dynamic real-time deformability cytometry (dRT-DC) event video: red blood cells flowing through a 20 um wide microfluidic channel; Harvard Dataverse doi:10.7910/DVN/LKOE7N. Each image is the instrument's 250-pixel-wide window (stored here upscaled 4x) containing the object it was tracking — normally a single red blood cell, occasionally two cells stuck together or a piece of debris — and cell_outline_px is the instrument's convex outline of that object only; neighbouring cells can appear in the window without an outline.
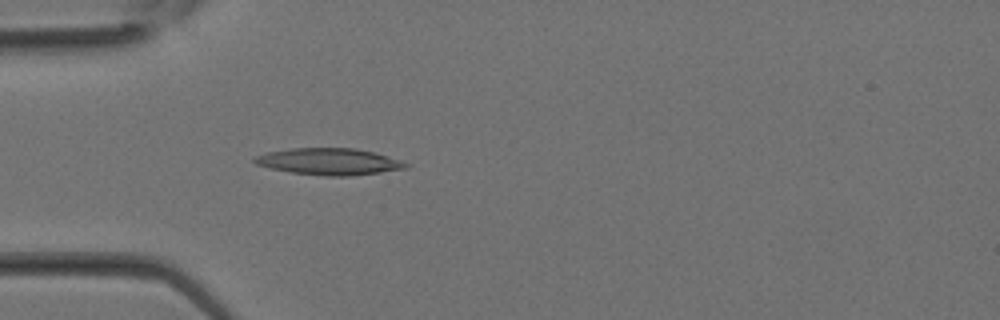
{"species": "Egyptian fruit bat (a non-hibernating species)", "species_latin": "Rousettus aegyptiacus", "temperature_condition": "room temperature", "stored_images_in_passage": 29, "camera_frame_rate_fps": 3000, "um_per_image_px": 0.085, "animal": {"sex": "female"}, "frame": {"image": 1, "passage_image": 6, "time_ms": 1.667, "image_size_px": [1000, 320], "cell_outline_px": [[412, 164], [408, 168], [352, 176], [324, 176], [292, 172], [272, 168], [256, 164], [252, 160], [256, 156], [268, 152], [292, 148], [356, 148], [372, 152], [400, 160]], "centroid_in_image_um": [28.01, 13.73], "position_along_channel_um": 57.0, "area_um2": 23.35}}
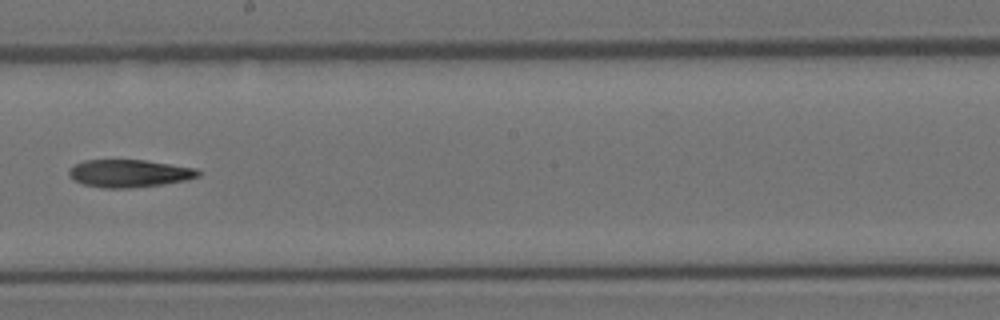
{"frame": {"image": 2, "passage_image": 15, "time_ms": 4.667, "image_size_px": [1000, 320], "cell_outline_px": [[200, 176], [188, 180], [164, 184], [128, 188], [104, 188], [84, 184], [68, 176], [68, 168], [72, 164], [84, 160], [144, 160], [196, 168], [200, 172]], "centroid_in_image_um": [10.97, 14.73], "position_along_channel_um": 237.2, "area_um2": 20.92}}
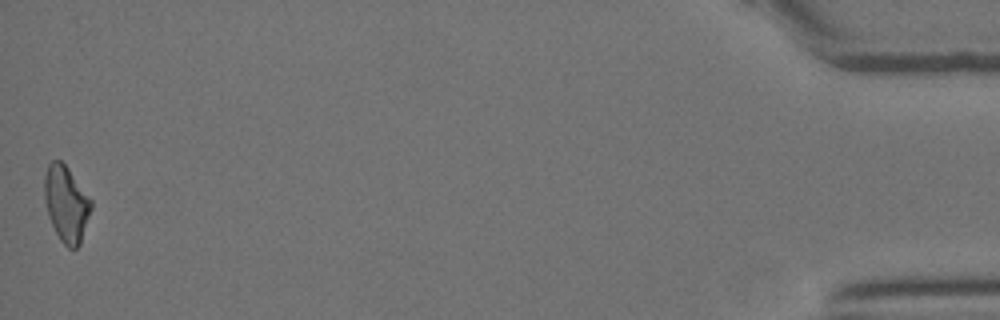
{"frame": {"image": 3, "passage_image": 29, "time_ms": 9.333, "image_size_px": [1000, 320], "cell_outline_px": [[92, 208], [80, 244], [76, 248], [68, 248], [60, 240], [48, 216], [44, 200], [44, 176], [48, 164], [52, 160], [60, 160], [68, 168], [92, 200]], "centroid_in_image_um": [5.62, 17.32], "position_along_channel_um": 429.6, "area_um2": 20.69}}